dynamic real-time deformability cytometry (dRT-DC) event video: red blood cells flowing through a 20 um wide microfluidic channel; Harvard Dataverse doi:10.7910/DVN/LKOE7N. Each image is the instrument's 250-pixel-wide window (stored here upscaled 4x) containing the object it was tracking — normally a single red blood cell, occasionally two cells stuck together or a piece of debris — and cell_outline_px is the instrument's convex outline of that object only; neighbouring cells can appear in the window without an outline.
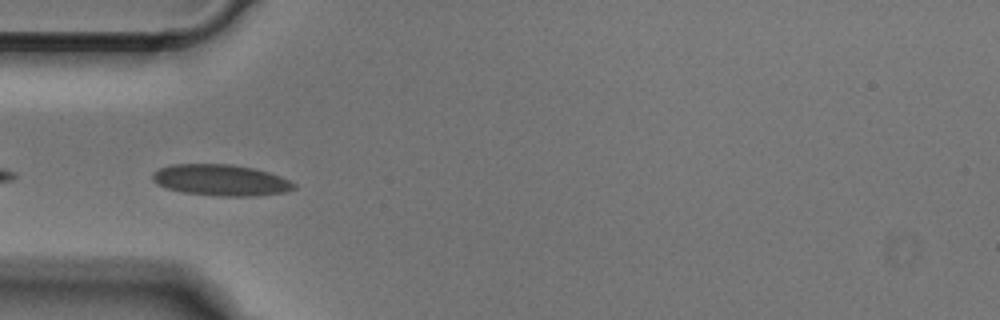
{"species": "Egyptian fruit bat (a non-hibernating species)", "species_latin": "Rousettus aegyptiacus", "temperature_condition": "cold", "stored_images_in_passage": 4, "camera_frame_rate_fps": 3000, "um_per_image_px": 0.085, "animal": {"sex": "male"}, "frame": {"image": 1, "passage_image": 1, "time_ms": 0.0, "image_size_px": [1000, 320], "cell_outline_px": [[296, 188], [284, 192], [256, 196], [220, 196], [184, 192], [168, 188], [156, 184], [152, 180], [152, 172], [160, 168], [172, 164], [232, 164], [252, 168], [268, 172], [280, 176], [296, 184]], "centroid_in_image_um": [18.76, 15.31], "position_along_channel_um": 66.2, "area_um2": 25.66}}